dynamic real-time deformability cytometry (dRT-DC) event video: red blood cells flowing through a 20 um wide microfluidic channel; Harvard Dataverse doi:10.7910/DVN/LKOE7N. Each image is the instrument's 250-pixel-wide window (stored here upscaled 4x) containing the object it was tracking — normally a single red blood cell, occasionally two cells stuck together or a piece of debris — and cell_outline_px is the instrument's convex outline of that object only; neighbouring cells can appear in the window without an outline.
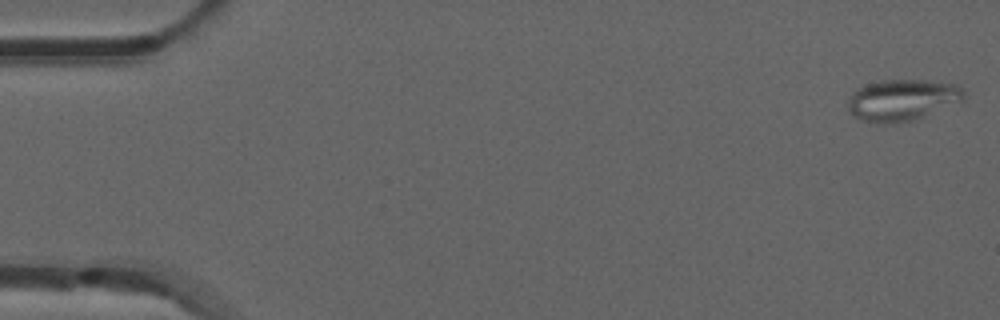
{"species": "common noctule bat (a hibernating species)", "species_latin": "Nyctalus noctula", "temperature_condition": "room temperature", "stored_images_in_passage": 10, "camera_frame_rate_fps": 3000, "um_per_image_px": 0.085, "animal": {"sex": "male", "forearm_length_mm": 52.5}, "frame": {"image": 1, "passage_image": 1, "time_ms": 0.0, "image_size_px": [1000, 320], "cell_outline_px": [[968, 96], [964, 100], [924, 116], [912, 120], [892, 124], [884, 124], [860, 120], [848, 108], [848, 96], [856, 88], [880, 80], [928, 80], [956, 84]], "centroid_in_image_um": [76.69, 8.49], "position_along_channel_um": 8.3, "area_um2": 28.09}}